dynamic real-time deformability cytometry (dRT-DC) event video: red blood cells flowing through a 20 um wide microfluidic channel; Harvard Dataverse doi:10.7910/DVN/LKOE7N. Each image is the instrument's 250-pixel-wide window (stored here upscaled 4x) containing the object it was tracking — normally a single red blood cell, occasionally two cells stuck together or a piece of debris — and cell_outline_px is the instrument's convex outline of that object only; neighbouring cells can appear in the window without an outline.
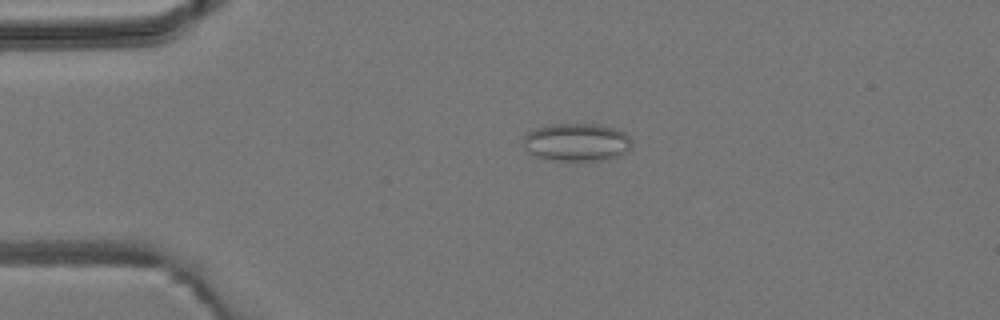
{"species": "common noctule bat (a hibernating species)", "species_latin": "Nyctalus noctula", "temperature_condition": "room temperature", "stored_images_in_passage": 3, "camera_frame_rate_fps": 3000, "um_per_image_px": 0.085, "animal": {"sex": "male", "body_mass_g": 19.2, "forearm_length_mm": 51.8}, "frame": {"image": 1, "passage_image": 2, "time_ms": 1.333, "image_size_px": [1000, 320], "cell_outline_px": [[632, 148], [628, 152], [620, 156], [608, 160], [552, 160], [536, 156], [528, 152], [524, 148], [524, 136], [528, 132], [536, 128], [548, 124], [600, 124], [616, 128], [624, 132], [632, 140]], "centroid_in_image_um": [49.07, 12.09], "position_along_channel_um": 35.9, "area_um2": 24.33}}